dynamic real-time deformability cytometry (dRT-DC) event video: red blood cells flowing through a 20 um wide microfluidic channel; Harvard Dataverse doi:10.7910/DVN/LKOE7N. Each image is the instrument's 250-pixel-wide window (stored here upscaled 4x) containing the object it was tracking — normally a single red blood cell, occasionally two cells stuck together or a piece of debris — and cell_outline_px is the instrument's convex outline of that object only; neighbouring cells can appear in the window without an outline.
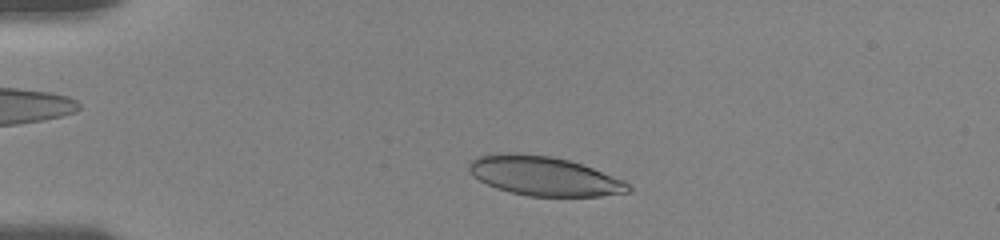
{"species": "human", "species_latin": "Homo sapiens", "temperature_condition": "room temperature", "stored_images_in_passage": 21, "camera_frame_rate_fps": 3000, "um_per_image_px": 0.085, "donor": {"sex": "female"}, "frame": {"image": 1, "passage_image": 4, "time_ms": 1.667, "image_size_px": [1000, 240], "cell_outline_px": [[632, 192], [600, 196], [528, 196], [496, 188], [472, 176], [468, 172], [468, 164], [476, 156], [504, 152], [512, 152], [552, 156], [568, 160], [592, 168], [624, 180], [632, 188]], "centroid_in_image_um": [46.22, 14.95], "position_along_channel_um": 38.8, "area_um2": 36.53}}
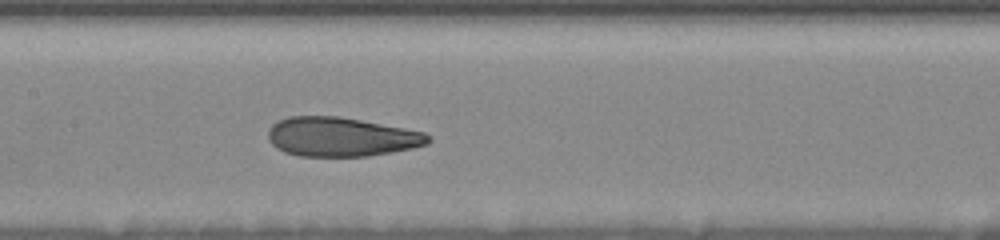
{"frame": {"image": 2, "passage_image": 14, "time_ms": 6.667, "image_size_px": [1000, 240], "cell_outline_px": [[432, 140], [428, 144], [412, 148], [368, 156], [300, 156], [284, 152], [276, 148], [268, 140], [268, 128], [272, 124], [288, 116], [340, 116], [404, 128], [424, 132]], "centroid_in_image_um": [28.97, 11.63], "position_along_channel_um": 178.4, "area_um2": 36.59}}
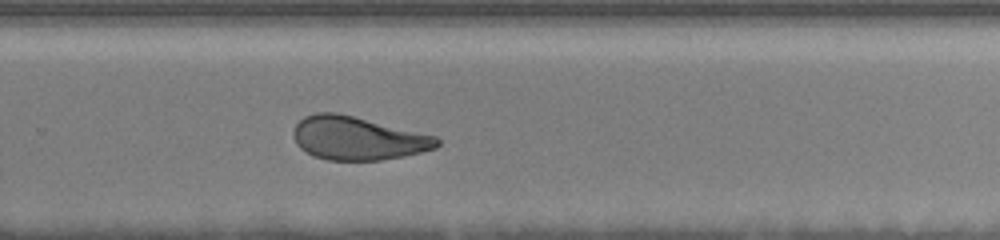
{"frame": {"image": 3, "passage_image": 21, "time_ms": 10.0, "image_size_px": [1000, 240], "cell_outline_px": [[440, 144], [436, 148], [404, 156], [380, 160], [328, 160], [312, 156], [300, 148], [296, 144], [292, 136], [292, 132], [296, 124], [304, 116], [316, 112], [336, 112], [436, 136], [440, 140]], "centroid_in_image_um": [30.36, 11.75], "position_along_channel_um": 299.4, "area_um2": 36.3}}